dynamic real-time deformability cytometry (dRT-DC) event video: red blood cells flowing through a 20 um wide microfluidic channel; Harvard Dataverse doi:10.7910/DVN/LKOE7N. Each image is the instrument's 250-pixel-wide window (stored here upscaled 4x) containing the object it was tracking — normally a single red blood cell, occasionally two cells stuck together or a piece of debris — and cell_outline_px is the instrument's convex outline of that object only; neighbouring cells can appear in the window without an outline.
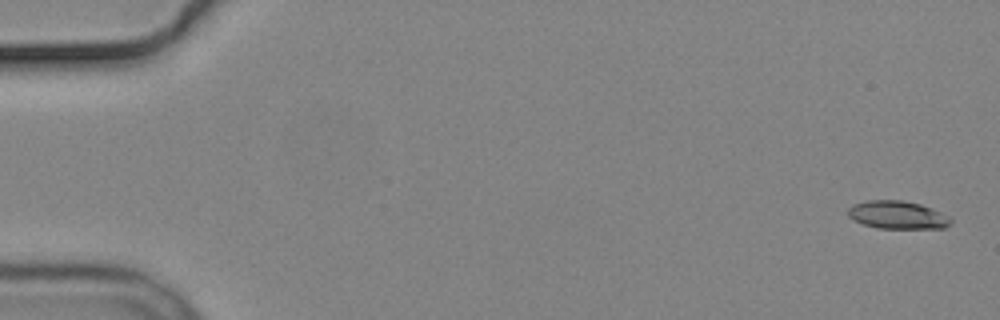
{"species": "common noctule bat (a hibernating species)", "species_latin": "Nyctalus noctula", "temperature_condition": "cold", "stored_images_in_passage": 3, "camera_frame_rate_fps": 3000, "um_per_image_px": 0.085, "animal": {"sex": "male", "body_mass_g": 19.2, "forearm_length_mm": 51.8}, "frame": {"image": 1, "passage_image": 3, "time_ms": 3.333, "image_size_px": [1000, 320], "cell_outline_px": [[952, 220], [944, 228], [876, 228], [852, 220], [848, 216], [848, 208], [852, 204], [868, 200], [904, 200], [920, 204], [932, 208], [948, 216]], "centroid_in_image_um": [76.24, 18.26], "position_along_channel_um": 8.8, "area_um2": 16.76}}